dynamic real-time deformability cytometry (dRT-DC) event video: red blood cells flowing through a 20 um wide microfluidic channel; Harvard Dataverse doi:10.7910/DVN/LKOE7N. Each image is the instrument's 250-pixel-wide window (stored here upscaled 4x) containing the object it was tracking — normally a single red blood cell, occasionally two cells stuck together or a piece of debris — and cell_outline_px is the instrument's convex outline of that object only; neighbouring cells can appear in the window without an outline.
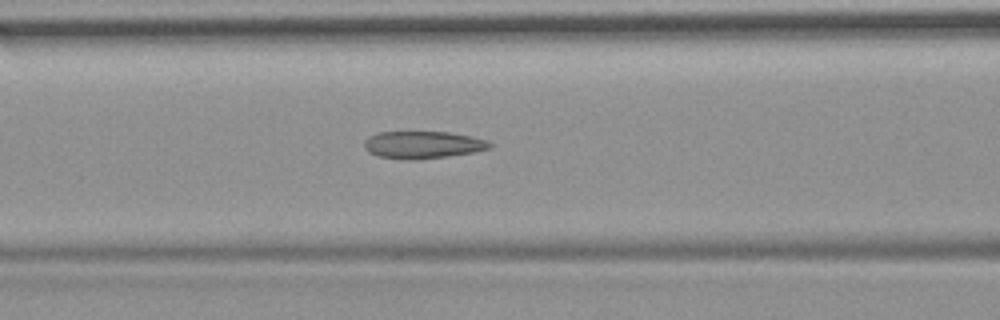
{"species": "common noctule bat (a hibernating species)", "species_latin": "Nyctalus noctula", "temperature_condition": "room temperature", "stored_images_in_passage": 46, "camera_frame_rate_fps": 3000, "um_per_image_px": 0.085, "animal": {"sex": "female", "body_mass_g": 19.9}, "frame": {"image": 1, "passage_image": 14, "time_ms": 4.333, "image_size_px": [1000, 320], "cell_outline_px": [[492, 148], [472, 152], [448, 156], [412, 160], [408, 160], [380, 156], [368, 152], [364, 148], [364, 140], [368, 136], [380, 132], [448, 132], [472, 136], [488, 140], [492, 144]], "centroid_in_image_um": [35.94, 12.3], "position_along_channel_um": 130.7, "area_um2": 20.0}, "authors_computed_cell_mechanics": {"area_um2": 20.1433, "velocity_mm_per_s": 3.7167, "shape_relaxation_time_tau1_ms": null, "shape_relaxation_time_tau2_ms": 3.1135, "deformation_change_tau1": null, "deformation_change_tau2": 0.1139}}